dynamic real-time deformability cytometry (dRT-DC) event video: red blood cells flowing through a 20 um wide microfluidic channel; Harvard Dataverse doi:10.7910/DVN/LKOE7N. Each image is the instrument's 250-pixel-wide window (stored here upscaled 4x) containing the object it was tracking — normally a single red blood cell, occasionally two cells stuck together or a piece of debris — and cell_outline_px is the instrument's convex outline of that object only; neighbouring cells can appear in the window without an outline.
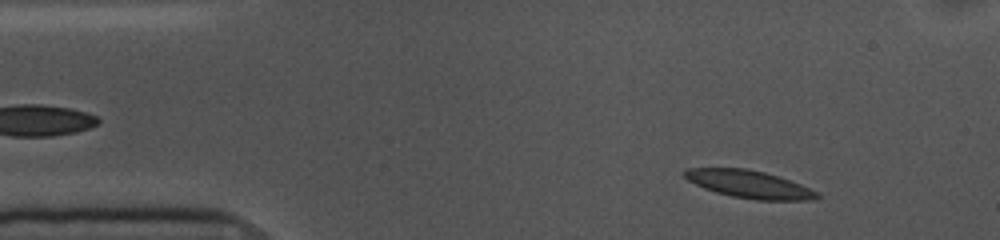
{"species": "common noctule bat (a hibernating species)", "species_latin": "Nyctalus noctula", "temperature_condition": "cold", "stored_images_in_passage": 52, "camera_frame_rate_fps": 3000, "um_per_image_px": 0.085, "animal": {"sex": "female", "body_mass_g": 10.0, "forearm_length_mm": 53.1}, "frame": {"image": 1, "passage_image": 5, "time_ms": 1.333, "image_size_px": [1000, 240], "cell_outline_px": [[820, 196], [812, 200], [756, 200], [732, 196], [716, 192], [704, 188], [688, 180], [684, 176], [684, 168], [744, 168], [764, 172], [800, 184], [820, 192]], "centroid_in_image_um": [63.69, 15.66], "position_along_channel_um": 21.3, "area_um2": 21.15}}
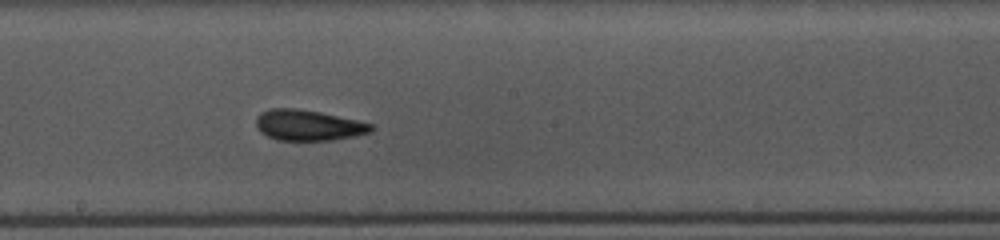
{"frame": {"image": 2, "passage_image": 27, "time_ms": 8.667, "image_size_px": [1000, 240], "cell_outline_px": [[376, 128], [372, 132], [332, 140], [276, 140], [260, 132], [256, 128], [256, 116], [260, 112], [268, 108], [296, 108], [320, 112], [356, 120], [372, 124]], "centroid_in_image_um": [26.17, 10.64], "position_along_channel_um": 222.0, "area_um2": 20.69}}
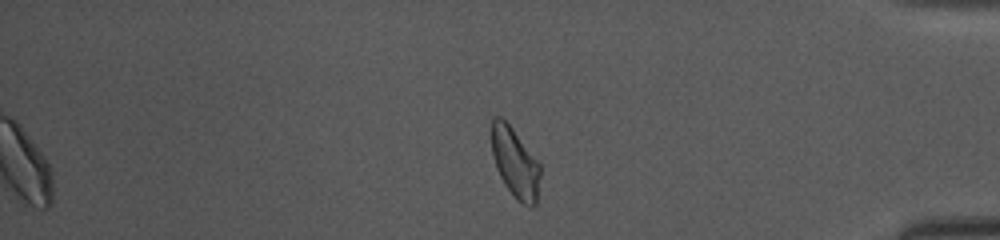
{"frame": {"image": 3, "passage_image": 44, "time_ms": 14.333, "image_size_px": [1000, 240], "cell_outline_px": [[540, 176], [536, 204], [532, 208], [528, 208], [516, 200], [504, 184], [496, 168], [492, 156], [492, 116], [500, 116], [512, 128], [540, 164]], "centroid_in_image_um": [43.78, 13.88], "position_along_channel_um": 391.4, "area_um2": 19.83}, "authors_computed_cell_mechanics": {"area_um2": 20.6924, "velocity_mm_per_s": 3.5537, "shape_relaxation_time_tau1_ms": 2.9482, "shape_relaxation_time_tau2_ms": 2.1685, "deformation_change_tau1": 0.1229, "deformation_change_tau2": 0.0658}}